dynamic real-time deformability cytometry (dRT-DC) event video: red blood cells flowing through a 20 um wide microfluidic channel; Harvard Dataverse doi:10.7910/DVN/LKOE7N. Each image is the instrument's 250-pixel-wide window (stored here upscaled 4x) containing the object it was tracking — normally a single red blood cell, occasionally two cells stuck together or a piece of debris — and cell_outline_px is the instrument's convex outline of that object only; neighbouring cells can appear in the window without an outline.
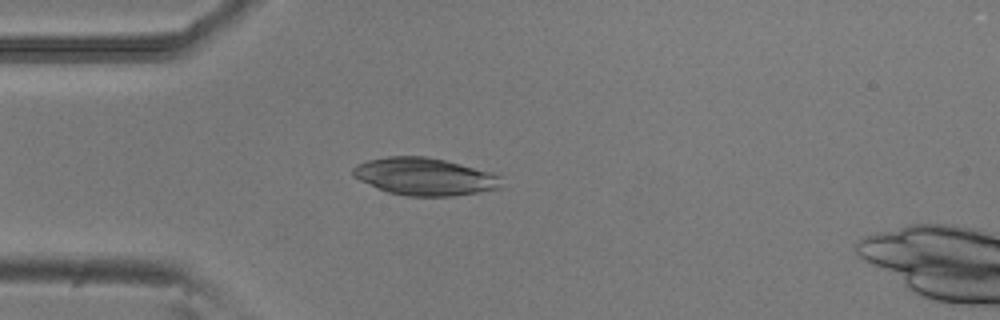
{"species": "common noctule bat (a hibernating species)", "species_latin": "Nyctalus noctula", "temperature_condition": "room temperature", "stored_images_in_passage": 3, "camera_frame_rate_fps": 3000, "um_per_image_px": 0.085, "animal": {"sex": "male", "body_mass_g": 20.5, "forearm_length_mm": 52.5}, "frame": {"image": 1, "passage_image": 3, "time_ms": 0.667, "image_size_px": [1000, 320], "cell_outline_px": [[500, 188], [452, 196], [404, 196], [388, 192], [360, 180], [352, 176], [352, 168], [368, 160], [388, 156], [424, 156], [444, 160], [492, 172], [500, 176]], "centroid_in_image_um": [36.08, 15.01], "position_along_channel_um": 48.9, "area_um2": 32.08}}